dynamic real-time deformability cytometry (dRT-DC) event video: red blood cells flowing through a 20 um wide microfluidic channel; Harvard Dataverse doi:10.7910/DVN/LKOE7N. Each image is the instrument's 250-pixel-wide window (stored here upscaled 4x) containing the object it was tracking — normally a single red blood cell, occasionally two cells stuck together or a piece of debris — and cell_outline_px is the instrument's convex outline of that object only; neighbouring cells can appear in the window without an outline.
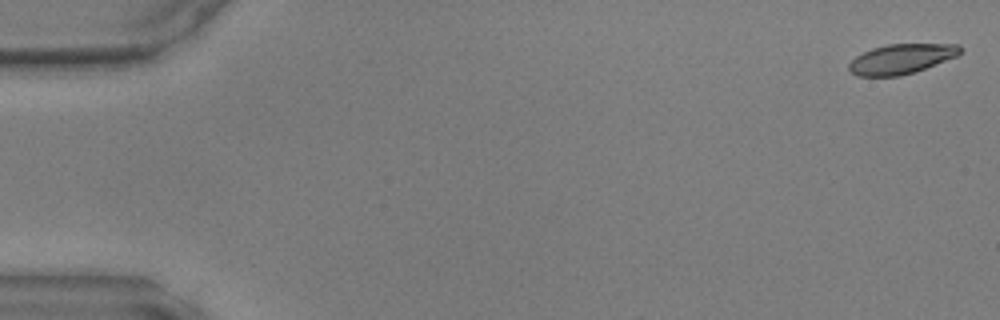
{"species": "common noctule bat (a hibernating species)", "species_latin": "Nyctalus noctula", "temperature_condition": "warm", "stored_images_in_passage": 6, "camera_frame_rate_fps": 3000, "um_per_image_px": 0.085, "animal": {"sex": "male", "body_mass_g": 17.9, "forearm_length_mm": 54.2}, "frame": {"image": 1, "passage_image": 1, "time_ms": 0.0, "image_size_px": [1000, 320], "cell_outline_px": [[964, 48], [956, 56], [924, 68], [900, 76], [856, 76], [848, 68], [848, 64], [856, 56], [872, 48], [888, 44], [960, 44]], "centroid_in_image_um": [76.6, 5.0], "position_along_channel_um": 8.4, "area_um2": 19.13}}